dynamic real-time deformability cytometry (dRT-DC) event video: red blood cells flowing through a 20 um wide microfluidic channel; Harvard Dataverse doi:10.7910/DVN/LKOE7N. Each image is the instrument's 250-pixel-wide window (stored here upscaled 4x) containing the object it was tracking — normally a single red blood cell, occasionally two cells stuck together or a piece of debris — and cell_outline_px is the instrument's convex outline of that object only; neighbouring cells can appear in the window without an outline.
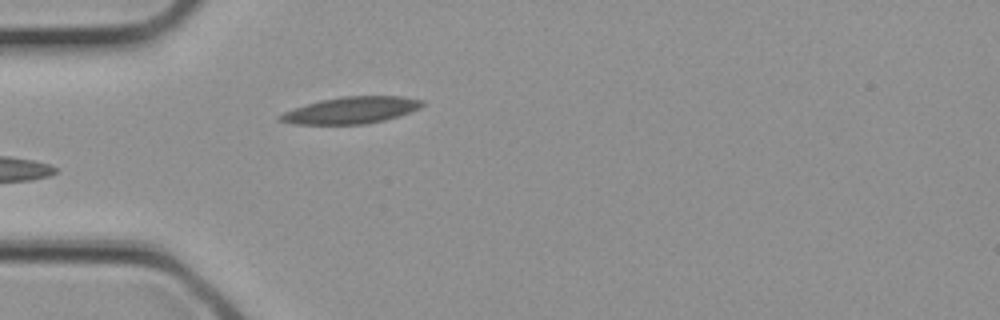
{"species": "common noctule bat (a hibernating species)", "species_latin": "Nyctalus noctula", "temperature_condition": "cold", "stored_images_in_passage": 3, "camera_frame_rate_fps": 3000, "um_per_image_px": 0.085, "animal": {"sex": "female", "body_mass_g": 21.9}, "frame": {"image": 1, "passage_image": 3, "time_ms": 0.667, "image_size_px": [1000, 320], "cell_outline_px": [[424, 104], [420, 108], [384, 120], [364, 124], [292, 124], [276, 120], [276, 116], [284, 112], [320, 100], [344, 96], [400, 96], [424, 100]], "centroid_in_image_um": [29.82, 9.37], "position_along_channel_um": 55.2, "area_um2": 21.96}}